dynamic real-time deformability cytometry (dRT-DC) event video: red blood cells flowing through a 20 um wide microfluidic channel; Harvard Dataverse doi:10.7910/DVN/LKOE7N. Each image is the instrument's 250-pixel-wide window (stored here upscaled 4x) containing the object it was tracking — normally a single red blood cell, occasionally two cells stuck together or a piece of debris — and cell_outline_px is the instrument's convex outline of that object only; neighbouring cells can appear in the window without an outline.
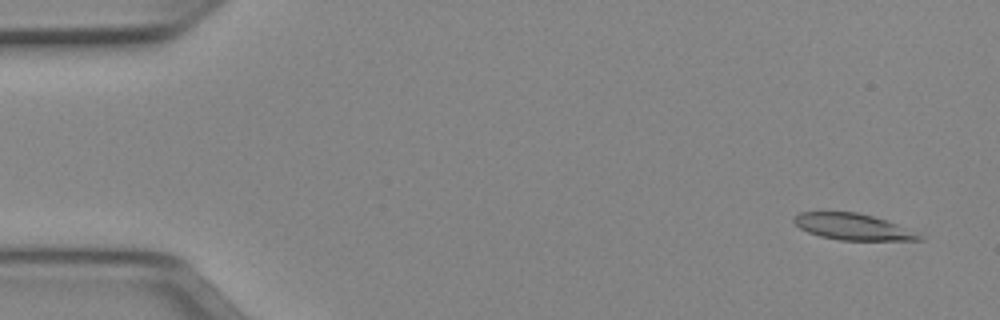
{"species": "Egyptian fruit bat (a non-hibernating species)", "species_latin": "Rousettus aegyptiacus", "temperature_condition": "cold", "stored_images_in_passage": 13, "camera_frame_rate_fps": 3000, "um_per_image_px": 0.085, "animal": {"sex": "female"}, "frame": {"image": 1, "passage_image": 3, "time_ms": 0.667, "image_size_px": [1000, 320], "cell_outline_px": [[924, 240], [840, 240], [820, 236], [808, 232], [800, 228], [792, 220], [800, 212], [856, 212], [872, 216], [896, 224], [924, 236]], "centroid_in_image_um": [72.48, 19.28], "position_along_channel_um": 12.5, "area_um2": 18.9}}